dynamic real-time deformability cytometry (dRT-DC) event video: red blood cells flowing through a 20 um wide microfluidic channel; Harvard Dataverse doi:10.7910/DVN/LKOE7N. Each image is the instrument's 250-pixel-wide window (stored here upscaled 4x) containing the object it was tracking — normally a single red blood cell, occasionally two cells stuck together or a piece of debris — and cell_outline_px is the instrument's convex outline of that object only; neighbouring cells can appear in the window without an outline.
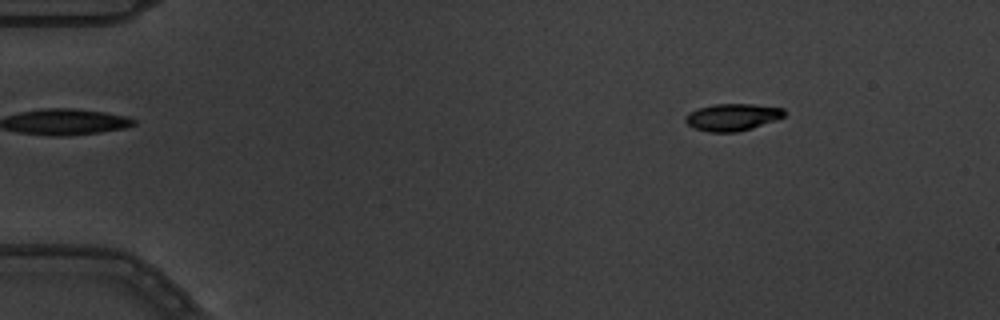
{"species": "common noctule bat (a hibernating species)", "species_latin": "Nyctalus noctula", "temperature_condition": "warm", "stored_images_in_passage": 6, "camera_frame_rate_fps": 3000, "um_per_image_px": 0.085, "animal": {"sex": "male", "body_mass_g": 19.5, "forearm_length_mm": 54.6}, "frame": {"image": 1, "passage_image": 3, "time_ms": 0.667, "image_size_px": [1000, 320], "cell_outline_px": [[788, 112], [784, 116], [776, 120], [752, 128], [736, 132], [708, 132], [696, 128], [688, 124], [684, 120], [684, 116], [688, 112], [696, 108], [716, 104], [752, 104], [784, 108]], "centroid_in_image_um": [62.26, 9.95], "position_along_channel_um": 22.7, "area_um2": 15.72}}
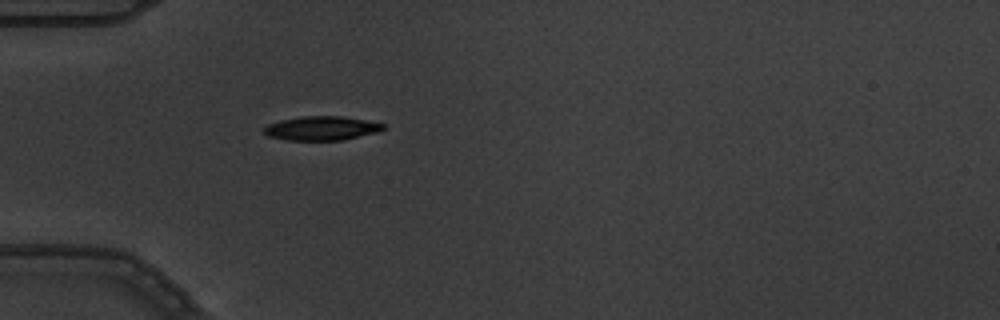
{"frame": {"image": 2, "passage_image": 6, "time_ms": 1.667, "image_size_px": [1000, 320], "cell_outline_px": [[384, 128], [376, 132], [340, 140], [288, 140], [268, 136], [264, 132], [264, 128], [268, 124], [280, 120], [304, 116], [340, 116], [364, 120], [384, 124]], "centroid_in_image_um": [27.28, 10.9], "position_along_channel_um": 57.7, "area_um2": 16.36}}